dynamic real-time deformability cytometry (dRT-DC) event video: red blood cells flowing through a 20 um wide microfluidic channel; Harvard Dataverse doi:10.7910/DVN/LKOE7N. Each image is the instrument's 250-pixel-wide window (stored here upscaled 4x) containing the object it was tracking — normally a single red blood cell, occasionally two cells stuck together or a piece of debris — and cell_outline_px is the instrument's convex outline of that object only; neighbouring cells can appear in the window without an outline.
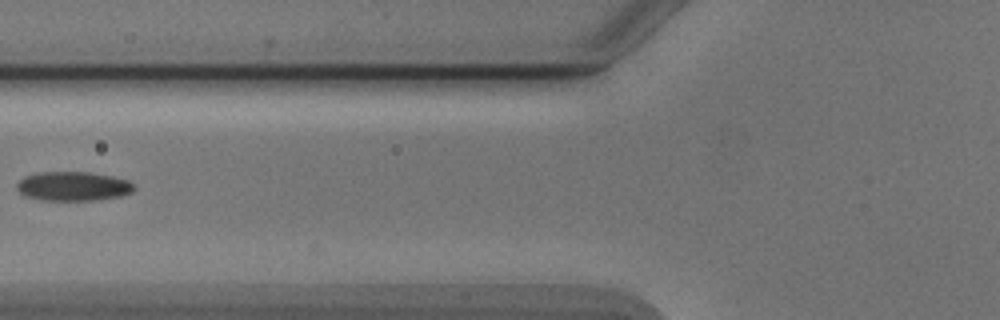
{"species": "Egyptian fruit bat (a non-hibernating species)", "species_latin": "Rousettus aegyptiacus", "temperature_condition": "cold", "stored_images_in_passage": 4, "camera_frame_rate_fps": 3000, "um_per_image_px": 0.085, "animal": {"sex": "male"}, "frame": {"image": 1, "passage_image": 4, "time_ms": 3.667, "image_size_px": [1000, 320], "cell_outline_px": [[136, 188], [132, 192], [120, 196], [96, 200], [40, 200], [24, 196], [16, 188], [16, 184], [24, 176], [40, 172], [88, 172], [112, 176], [128, 180]], "centroid_in_image_um": [6.2, 15.83], "position_along_channel_um": 119.6, "area_um2": 20.0}}